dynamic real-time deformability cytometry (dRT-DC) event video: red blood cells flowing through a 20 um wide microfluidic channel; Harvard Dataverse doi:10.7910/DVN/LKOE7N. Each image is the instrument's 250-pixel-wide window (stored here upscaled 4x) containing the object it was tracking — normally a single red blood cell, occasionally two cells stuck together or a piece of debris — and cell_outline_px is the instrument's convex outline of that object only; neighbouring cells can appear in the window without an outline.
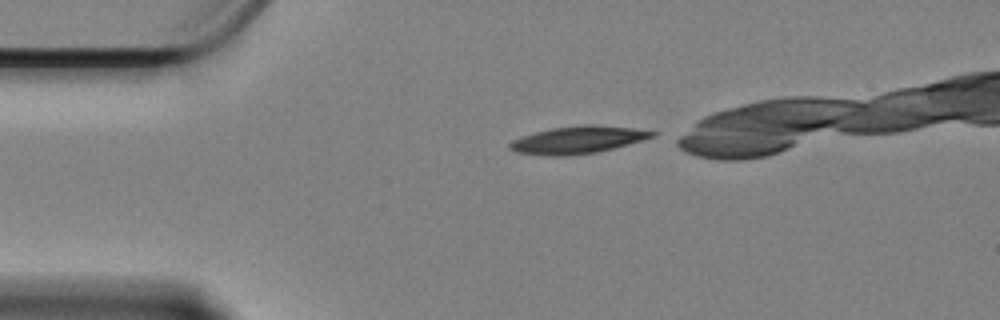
{"species": "Egyptian fruit bat (a non-hibernating species)", "species_latin": "Rousettus aegyptiacus", "temperature_condition": "cold", "stored_images_in_passage": 41, "camera_frame_rate_fps": 3000, "um_per_image_px": 0.085, "animal": {"sex": "female"}, "frame": {"image": 1, "passage_image": 1, "time_ms": 0.0, "image_size_px": [1000, 320], "cell_outline_px": [[656, 136], [628, 144], [596, 152], [560, 156], [552, 156], [516, 152], [508, 148], [508, 144], [512, 140], [536, 132], [552, 128], [584, 124], [592, 124], [632, 128], [656, 132]], "centroid_in_image_um": [49.1, 11.88], "position_along_channel_um": 35.9, "area_um2": 22.37}}
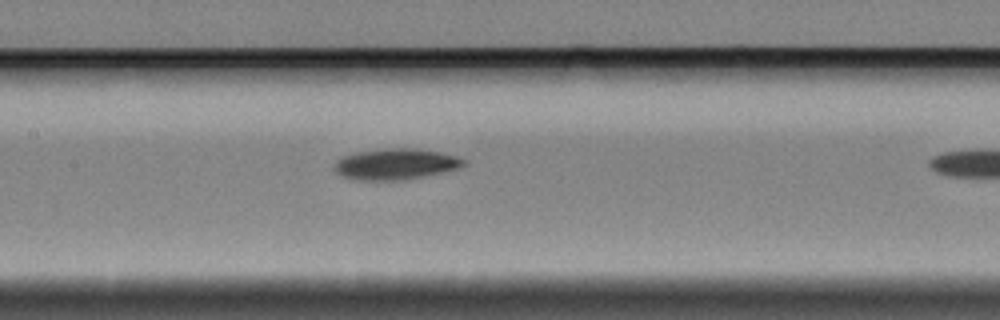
{"frame": {"image": 2, "passage_image": 16, "time_ms": 5.0, "image_size_px": [1000, 320], "cell_outline_px": [[468, 164], [460, 168], [444, 172], [424, 176], [400, 180], [356, 180], [344, 176], [336, 172], [332, 168], [336, 160], [344, 156], [356, 152], [380, 148], [416, 148], [440, 152], [456, 156], [468, 160]], "centroid_in_image_um": [33.66, 13.94], "position_along_channel_um": 173.7, "area_um2": 23.64}}
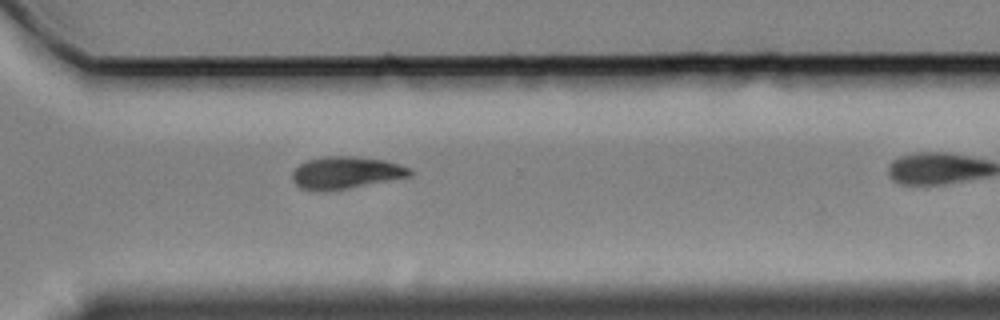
{"frame": {"image": 3, "passage_image": 31, "time_ms": 10.0, "image_size_px": [1000, 320], "cell_outline_px": [[412, 176], [344, 188], [300, 188], [292, 180], [292, 172], [300, 164], [308, 160], [324, 156], [352, 156], [384, 160], [408, 168], [412, 172]], "centroid_in_image_um": [29.4, 14.63], "position_along_channel_um": 341.2, "area_um2": 21.04}, "authors_computed_cell_mechanics": {"area_um2": 22.1952, "velocity_mm_per_s": 3.3539, "shape_relaxation_time_tau1_ms": 3.2072, "shape_relaxation_time_tau2_ms": null, "deformation_change_tau1": 0.1154, "deformation_change_tau2": null}}